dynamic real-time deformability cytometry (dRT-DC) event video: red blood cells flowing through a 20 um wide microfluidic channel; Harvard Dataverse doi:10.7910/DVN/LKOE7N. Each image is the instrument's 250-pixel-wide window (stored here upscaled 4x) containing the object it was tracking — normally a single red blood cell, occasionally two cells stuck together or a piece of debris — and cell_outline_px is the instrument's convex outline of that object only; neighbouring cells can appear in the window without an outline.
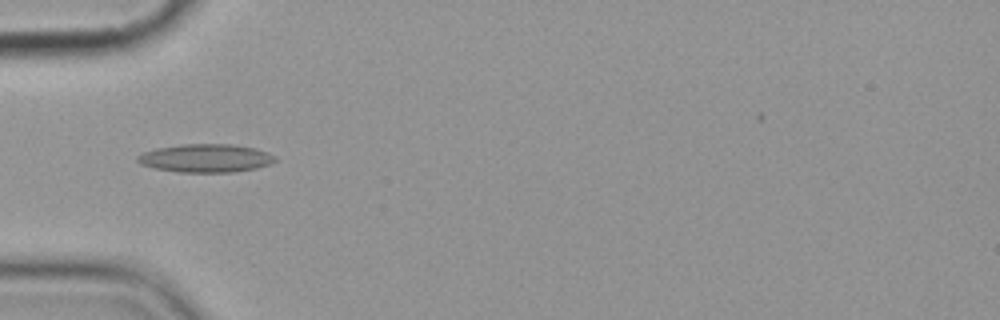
{"species": "common noctule bat (a hibernating species)", "species_latin": "Nyctalus noctula", "temperature_condition": "cold", "stored_images_in_passage": 7, "camera_frame_rate_fps": 3000, "um_per_image_px": 0.085, "animal": {"sex": "female", "body_mass_g": 19.9}, "frame": {"image": 1, "passage_image": 5, "time_ms": 6.0, "image_size_px": [1000, 320], "cell_outline_px": [[276, 160], [268, 164], [256, 168], [232, 172], [176, 172], [156, 168], [140, 164], [136, 160], [136, 156], [144, 152], [156, 148], [184, 144], [232, 144], [256, 148], [268, 152], [276, 156]], "centroid_in_image_um": [17.48, 13.44], "position_along_channel_um": 67.5, "area_um2": 22.66}}
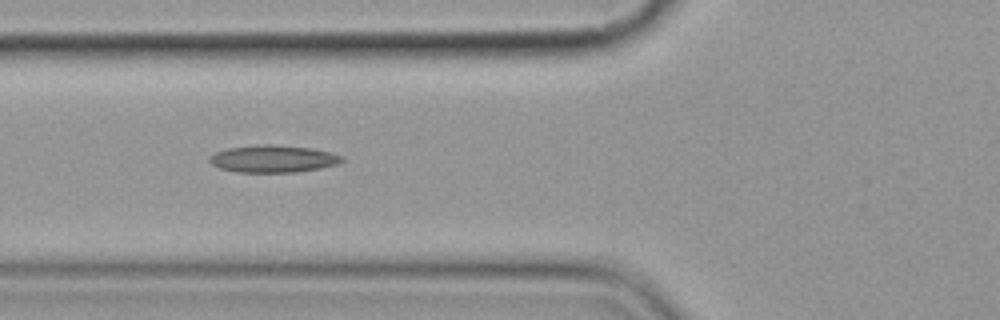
{"frame": {"image": 2, "passage_image": 6, "time_ms": 7.0, "image_size_px": [1000, 320], "cell_outline_px": [[344, 160], [340, 164], [320, 168], [296, 172], [236, 172], [220, 168], [212, 164], [208, 160], [208, 156], [216, 152], [228, 148], [264, 144], [272, 144], [312, 148], [344, 156]], "centroid_in_image_um": [23.23, 13.5], "position_along_channel_um": 102.6, "area_um2": 21.1}}
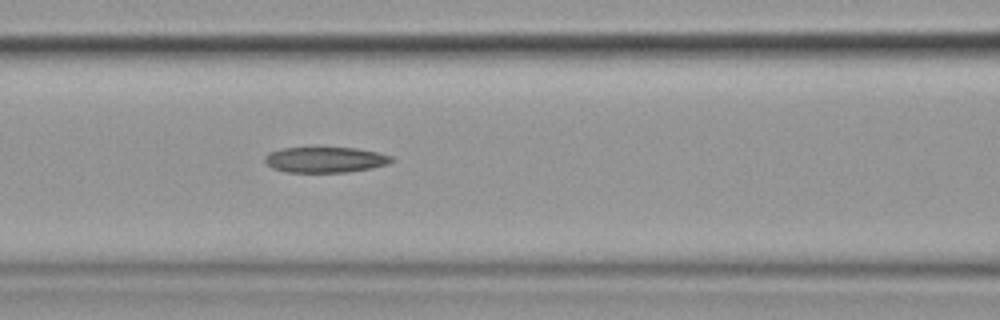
{"frame": {"image": 3, "passage_image": 7, "time_ms": 8.0, "image_size_px": [1000, 320], "cell_outline_px": [[396, 160], [388, 164], [372, 168], [348, 172], [288, 172], [272, 168], [264, 160], [264, 156], [268, 152], [280, 148], [312, 144], [356, 148], [376, 152], [392, 156]], "centroid_in_image_um": [27.61, 13.52], "position_along_channel_um": 139.0, "area_um2": 20.06}}